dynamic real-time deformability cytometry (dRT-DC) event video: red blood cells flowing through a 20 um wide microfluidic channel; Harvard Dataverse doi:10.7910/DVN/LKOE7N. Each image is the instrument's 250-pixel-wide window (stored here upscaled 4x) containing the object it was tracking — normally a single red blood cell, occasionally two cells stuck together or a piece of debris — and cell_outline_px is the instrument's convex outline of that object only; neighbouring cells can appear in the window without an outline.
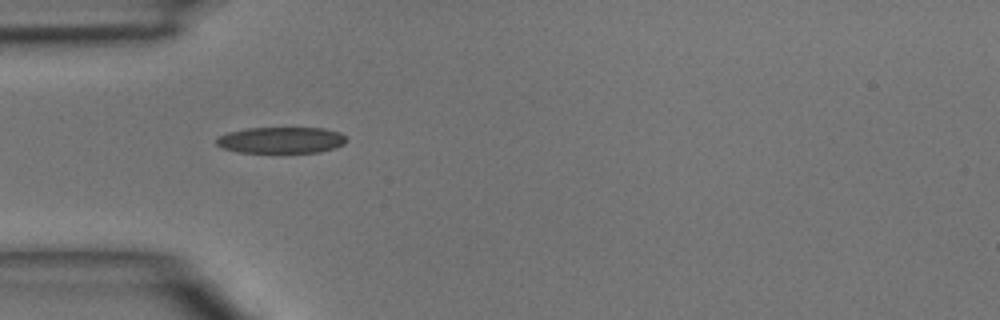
{"species": "common noctule bat (a hibernating species)", "species_latin": "Nyctalus noctula", "temperature_condition": "room temperature", "stored_images_in_passage": 4, "camera_frame_rate_fps": 3000, "um_per_image_px": 0.085, "animal": {"sex": "male", "body_mass_g": 15.6}, "frame": {"image": 1, "passage_image": 1, "time_ms": 0.0, "image_size_px": [1000, 320], "cell_outline_px": [[348, 140], [344, 144], [336, 148], [320, 152], [240, 152], [220, 148], [216, 144], [216, 140], [220, 136], [228, 132], [244, 128], [324, 128], [340, 132]], "centroid_in_image_um": [23.91, 11.91], "position_along_channel_um": 61.1, "area_um2": 20.0}}
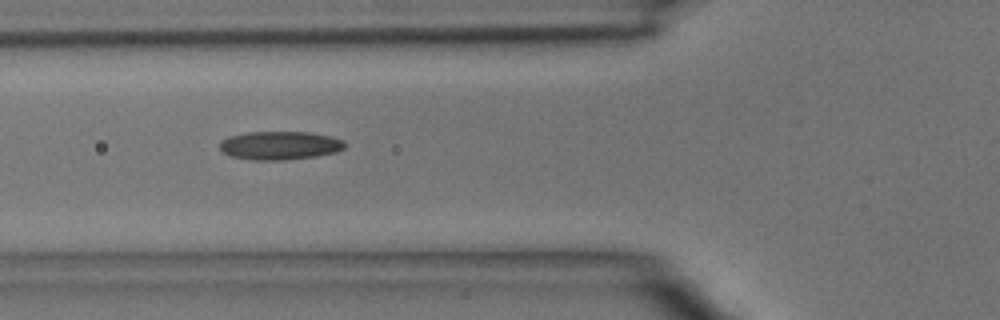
{"frame": {"image": 2, "passage_image": 2, "time_ms": 1.0, "image_size_px": [1000, 320], "cell_outline_px": [[348, 144], [344, 148], [336, 152], [316, 156], [280, 160], [256, 160], [232, 156], [224, 152], [220, 148], [220, 144], [228, 136], [248, 132], [308, 132], [328, 136], [344, 140]], "centroid_in_image_um": [23.83, 12.36], "position_along_channel_um": 102.0, "area_um2": 20.52}}
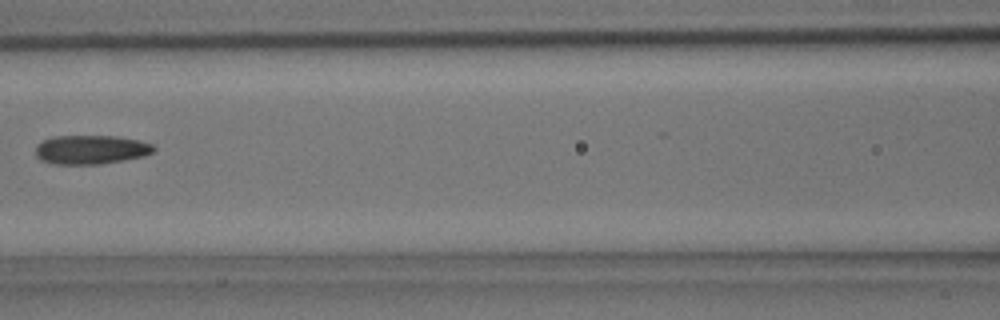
{"frame": {"image": 3, "passage_image": 3, "time_ms": 2.333, "image_size_px": [1000, 320], "cell_outline_px": [[156, 148], [152, 152], [144, 156], [124, 160], [100, 164], [52, 164], [40, 160], [36, 156], [36, 144], [52, 136], [112, 136], [136, 140], [152, 144]], "centroid_in_image_um": [7.68, 12.72], "position_along_channel_um": 158.9, "area_um2": 19.94}}